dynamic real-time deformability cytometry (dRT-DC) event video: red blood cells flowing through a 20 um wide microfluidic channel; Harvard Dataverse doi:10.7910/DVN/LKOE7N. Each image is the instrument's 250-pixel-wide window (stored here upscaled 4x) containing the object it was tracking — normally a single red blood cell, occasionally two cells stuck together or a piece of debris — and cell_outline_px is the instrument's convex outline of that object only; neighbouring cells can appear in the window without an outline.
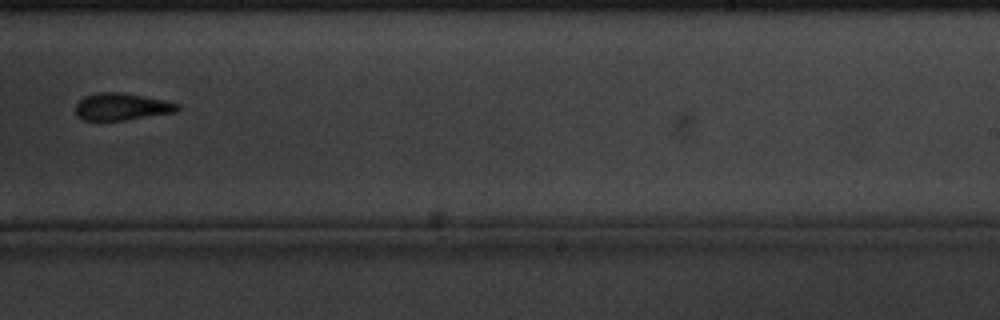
{"species": "common noctule bat (a hibernating species)", "species_latin": "Nyctalus noctula", "temperature_condition": "cold", "stored_images_in_passage": 11, "camera_frame_rate_fps": 3000, "um_per_image_px": 0.085, "animal": {"sex": "male", "body_mass_g": 20.1, "forearm_length_mm": 53.5}, "frame": {"image": 1, "passage_image": 11, "time_ms": 12.333, "image_size_px": [1000, 320], "cell_outline_px": [[180, 108], [176, 112], [124, 120], [84, 120], [76, 116], [76, 104], [84, 96], [96, 92], [124, 92], [164, 100], [180, 104]], "centroid_in_image_um": [10.34, 9.06], "position_along_channel_um": 278.7, "area_um2": 16.18}}